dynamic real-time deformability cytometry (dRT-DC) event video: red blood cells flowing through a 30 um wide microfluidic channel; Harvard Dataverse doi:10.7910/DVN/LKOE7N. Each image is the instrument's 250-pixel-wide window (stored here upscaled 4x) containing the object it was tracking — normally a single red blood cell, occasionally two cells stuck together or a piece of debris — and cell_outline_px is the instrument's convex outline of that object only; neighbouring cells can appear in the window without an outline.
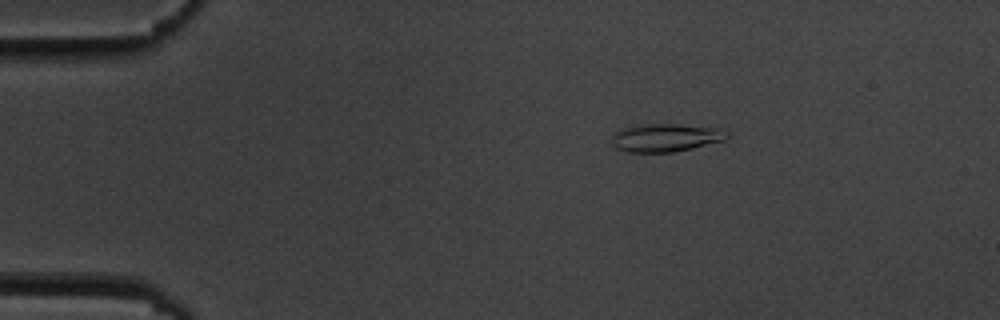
{"species": "common noctule bat (a hibernating species)", "species_latin": "Nyctalus noctula", "temperature_condition": "cold", "stored_images_in_passage": 4, "camera_frame_rate_fps": 3000, "um_per_image_px": 0.085, "animal": {"sex": "male", "body_mass_g": 19.5, "forearm_length_mm": 54.6}, "frame": {"image": 1, "passage_image": 2, "time_ms": 2.0, "image_size_px": [1000, 320], "cell_outline_px": [[728, 136], [724, 140], [676, 152], [628, 152], [616, 148], [612, 140], [616, 132], [620, 128], [648, 124], [680, 124], [720, 128], [728, 132]], "centroid_in_image_um": [56.61, 11.7], "position_along_channel_um": 28.4, "area_um2": 18.73}}